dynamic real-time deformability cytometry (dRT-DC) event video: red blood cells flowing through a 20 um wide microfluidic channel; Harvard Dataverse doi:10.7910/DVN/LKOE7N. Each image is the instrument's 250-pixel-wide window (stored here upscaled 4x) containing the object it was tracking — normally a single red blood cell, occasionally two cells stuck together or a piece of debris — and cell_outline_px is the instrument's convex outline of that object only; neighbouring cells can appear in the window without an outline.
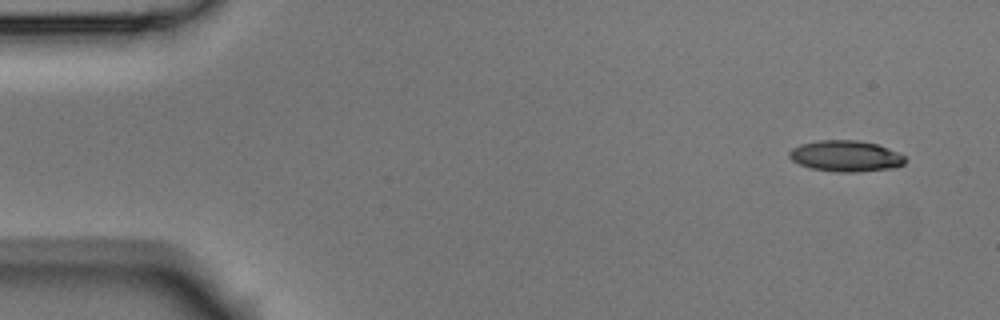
{"species": "Egyptian fruit bat (a non-hibernating species)", "species_latin": "Rousettus aegyptiacus", "temperature_condition": "room temperature", "stored_images_in_passage": 9, "camera_frame_rate_fps": 3000, "um_per_image_px": 0.085, "animal": {"sex": "male"}, "frame": {"image": 1, "passage_image": 1, "time_ms": 0.0, "image_size_px": [1000, 320], "cell_outline_px": [[908, 160], [904, 164], [896, 168], [856, 172], [836, 172], [812, 168], [800, 164], [792, 160], [788, 156], [788, 152], [792, 148], [800, 144], [820, 140], [856, 140], [876, 144], [896, 152], [904, 156]], "centroid_in_image_um": [71.89, 13.27], "position_along_channel_um": 13.1, "area_um2": 20.98}}
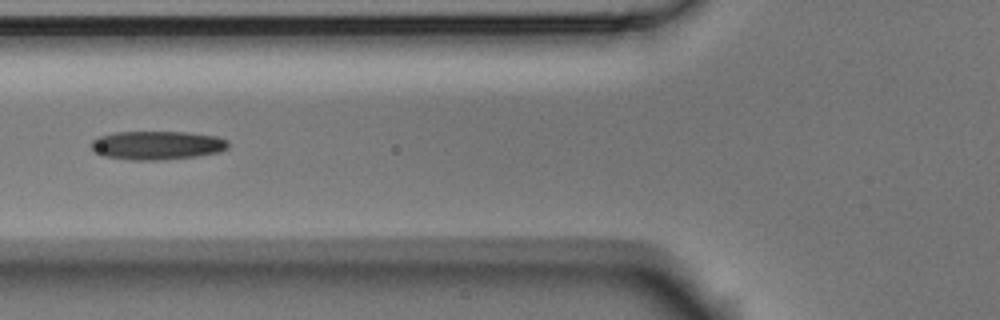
{"frame": {"image": 2, "passage_image": 6, "time_ms": 1.667, "image_size_px": [1000, 320], "cell_outline_px": [[228, 148], [220, 152], [196, 156], [160, 160], [132, 160], [104, 156], [96, 152], [92, 148], [92, 140], [100, 136], [116, 132], [188, 132], [216, 136], [228, 140]], "centroid_in_image_um": [13.38, 12.35], "position_along_channel_um": 112.4, "area_um2": 22.83}}
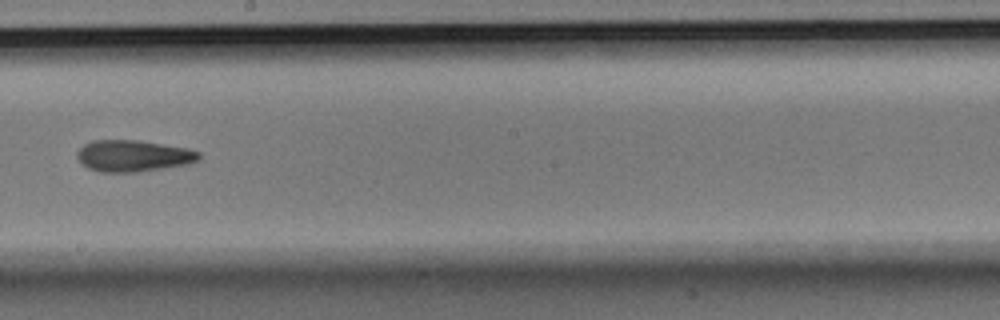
{"frame": {"image": 3, "passage_image": 9, "time_ms": 2.667, "image_size_px": [1000, 320], "cell_outline_px": [[200, 160], [188, 164], [164, 168], [136, 172], [100, 172], [88, 168], [76, 156], [76, 152], [84, 144], [92, 140], [140, 140], [188, 148], [200, 152]], "centroid_in_image_um": [11.34, 13.24], "position_along_channel_um": 236.9, "area_um2": 22.48}}